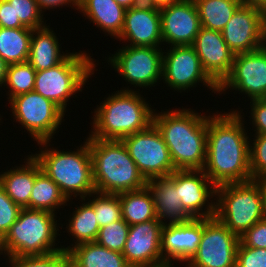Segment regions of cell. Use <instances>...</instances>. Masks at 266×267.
Returning a JSON list of instances; mask_svg holds the SVG:
<instances>
[{"instance_id":"42","label":"cell","mask_w":266,"mask_h":267,"mask_svg":"<svg viewBox=\"0 0 266 267\" xmlns=\"http://www.w3.org/2000/svg\"><path fill=\"white\" fill-rule=\"evenodd\" d=\"M0 27L4 28H24L21 22H15L13 7L7 0H0Z\"/></svg>"},{"instance_id":"18","label":"cell","mask_w":266,"mask_h":267,"mask_svg":"<svg viewBox=\"0 0 266 267\" xmlns=\"http://www.w3.org/2000/svg\"><path fill=\"white\" fill-rule=\"evenodd\" d=\"M159 10L163 42L171 47L192 45L201 29L194 0H182Z\"/></svg>"},{"instance_id":"9","label":"cell","mask_w":266,"mask_h":267,"mask_svg":"<svg viewBox=\"0 0 266 267\" xmlns=\"http://www.w3.org/2000/svg\"><path fill=\"white\" fill-rule=\"evenodd\" d=\"M9 103L14 119L26 128L37 143L51 142L65 116L59 106L35 91L13 97Z\"/></svg>"},{"instance_id":"12","label":"cell","mask_w":266,"mask_h":267,"mask_svg":"<svg viewBox=\"0 0 266 267\" xmlns=\"http://www.w3.org/2000/svg\"><path fill=\"white\" fill-rule=\"evenodd\" d=\"M239 237L216 217L203 218V233L197 252L187 267H235Z\"/></svg>"},{"instance_id":"36","label":"cell","mask_w":266,"mask_h":267,"mask_svg":"<svg viewBox=\"0 0 266 267\" xmlns=\"http://www.w3.org/2000/svg\"><path fill=\"white\" fill-rule=\"evenodd\" d=\"M12 267H71L66 252L57 251L46 255L8 257Z\"/></svg>"},{"instance_id":"1","label":"cell","mask_w":266,"mask_h":267,"mask_svg":"<svg viewBox=\"0 0 266 267\" xmlns=\"http://www.w3.org/2000/svg\"><path fill=\"white\" fill-rule=\"evenodd\" d=\"M239 111L208 116L204 173L215 185L252 180L250 141Z\"/></svg>"},{"instance_id":"33","label":"cell","mask_w":266,"mask_h":267,"mask_svg":"<svg viewBox=\"0 0 266 267\" xmlns=\"http://www.w3.org/2000/svg\"><path fill=\"white\" fill-rule=\"evenodd\" d=\"M96 195L88 203L94 208L99 227H104L114 221L122 219L121 204L118 194L100 193L95 191Z\"/></svg>"},{"instance_id":"46","label":"cell","mask_w":266,"mask_h":267,"mask_svg":"<svg viewBox=\"0 0 266 267\" xmlns=\"http://www.w3.org/2000/svg\"><path fill=\"white\" fill-rule=\"evenodd\" d=\"M9 64L0 57V86L4 85L7 77Z\"/></svg>"},{"instance_id":"15","label":"cell","mask_w":266,"mask_h":267,"mask_svg":"<svg viewBox=\"0 0 266 267\" xmlns=\"http://www.w3.org/2000/svg\"><path fill=\"white\" fill-rule=\"evenodd\" d=\"M221 33L235 55L257 50L266 44L265 11L241 5Z\"/></svg>"},{"instance_id":"37","label":"cell","mask_w":266,"mask_h":267,"mask_svg":"<svg viewBox=\"0 0 266 267\" xmlns=\"http://www.w3.org/2000/svg\"><path fill=\"white\" fill-rule=\"evenodd\" d=\"M250 143V171L252 180L266 178V134H254Z\"/></svg>"},{"instance_id":"34","label":"cell","mask_w":266,"mask_h":267,"mask_svg":"<svg viewBox=\"0 0 266 267\" xmlns=\"http://www.w3.org/2000/svg\"><path fill=\"white\" fill-rule=\"evenodd\" d=\"M129 227L123 218L107 224L99 229L96 242L112 251L122 253L127 240Z\"/></svg>"},{"instance_id":"11","label":"cell","mask_w":266,"mask_h":267,"mask_svg":"<svg viewBox=\"0 0 266 267\" xmlns=\"http://www.w3.org/2000/svg\"><path fill=\"white\" fill-rule=\"evenodd\" d=\"M118 50L108 62L129 84L143 89L162 80V48L125 45Z\"/></svg>"},{"instance_id":"31","label":"cell","mask_w":266,"mask_h":267,"mask_svg":"<svg viewBox=\"0 0 266 267\" xmlns=\"http://www.w3.org/2000/svg\"><path fill=\"white\" fill-rule=\"evenodd\" d=\"M68 223L67 232L76 238V240L73 238V241H76L75 245L71 244L70 246L96 241L100 227L94 208L88 202L82 203L75 209Z\"/></svg>"},{"instance_id":"21","label":"cell","mask_w":266,"mask_h":267,"mask_svg":"<svg viewBox=\"0 0 266 267\" xmlns=\"http://www.w3.org/2000/svg\"><path fill=\"white\" fill-rule=\"evenodd\" d=\"M130 46L159 47L161 37L160 10L152 6L139 5L126 9L124 26L117 38Z\"/></svg>"},{"instance_id":"25","label":"cell","mask_w":266,"mask_h":267,"mask_svg":"<svg viewBox=\"0 0 266 267\" xmlns=\"http://www.w3.org/2000/svg\"><path fill=\"white\" fill-rule=\"evenodd\" d=\"M49 26L32 30L28 63L36 70H46L60 64L71 53L61 54L56 33Z\"/></svg>"},{"instance_id":"28","label":"cell","mask_w":266,"mask_h":267,"mask_svg":"<svg viewBox=\"0 0 266 267\" xmlns=\"http://www.w3.org/2000/svg\"><path fill=\"white\" fill-rule=\"evenodd\" d=\"M32 29L0 27V57L9 65L28 61Z\"/></svg>"},{"instance_id":"5","label":"cell","mask_w":266,"mask_h":267,"mask_svg":"<svg viewBox=\"0 0 266 267\" xmlns=\"http://www.w3.org/2000/svg\"><path fill=\"white\" fill-rule=\"evenodd\" d=\"M37 144L45 145L41 151L32 155L40 164L42 172L56 183L61 192L68 200H71L72 195L85 201L87 195L93 196L95 184L93 179L91 152L87 139L85 143L76 149L77 151H62L47 149L49 141L39 142ZM47 145V146H46ZM47 149V150H46ZM43 150V151H42ZM71 194V195H70Z\"/></svg>"},{"instance_id":"30","label":"cell","mask_w":266,"mask_h":267,"mask_svg":"<svg viewBox=\"0 0 266 267\" xmlns=\"http://www.w3.org/2000/svg\"><path fill=\"white\" fill-rule=\"evenodd\" d=\"M68 201L59 186L42 170L36 175L29 199V209L46 210L55 214V209L62 205L67 206Z\"/></svg>"},{"instance_id":"20","label":"cell","mask_w":266,"mask_h":267,"mask_svg":"<svg viewBox=\"0 0 266 267\" xmlns=\"http://www.w3.org/2000/svg\"><path fill=\"white\" fill-rule=\"evenodd\" d=\"M192 46L204 71L219 86L230 73L235 56L222 33L201 27Z\"/></svg>"},{"instance_id":"39","label":"cell","mask_w":266,"mask_h":267,"mask_svg":"<svg viewBox=\"0 0 266 267\" xmlns=\"http://www.w3.org/2000/svg\"><path fill=\"white\" fill-rule=\"evenodd\" d=\"M235 267H266V249L238 244Z\"/></svg>"},{"instance_id":"8","label":"cell","mask_w":266,"mask_h":267,"mask_svg":"<svg viewBox=\"0 0 266 267\" xmlns=\"http://www.w3.org/2000/svg\"><path fill=\"white\" fill-rule=\"evenodd\" d=\"M80 52H72L55 67L36 71L34 91L51 100L64 112L70 97L82 92L81 88L89 76L94 74L96 67L89 54Z\"/></svg>"},{"instance_id":"40","label":"cell","mask_w":266,"mask_h":267,"mask_svg":"<svg viewBox=\"0 0 266 267\" xmlns=\"http://www.w3.org/2000/svg\"><path fill=\"white\" fill-rule=\"evenodd\" d=\"M242 246L266 249V217L239 237Z\"/></svg>"},{"instance_id":"10","label":"cell","mask_w":266,"mask_h":267,"mask_svg":"<svg viewBox=\"0 0 266 267\" xmlns=\"http://www.w3.org/2000/svg\"><path fill=\"white\" fill-rule=\"evenodd\" d=\"M121 141L146 180L167 177L176 171L169 149L153 123L142 131L125 136Z\"/></svg>"},{"instance_id":"35","label":"cell","mask_w":266,"mask_h":267,"mask_svg":"<svg viewBox=\"0 0 266 267\" xmlns=\"http://www.w3.org/2000/svg\"><path fill=\"white\" fill-rule=\"evenodd\" d=\"M13 7L15 22H21L24 27L32 30L46 26L43 20V12L36 0H7Z\"/></svg>"},{"instance_id":"16","label":"cell","mask_w":266,"mask_h":267,"mask_svg":"<svg viewBox=\"0 0 266 267\" xmlns=\"http://www.w3.org/2000/svg\"><path fill=\"white\" fill-rule=\"evenodd\" d=\"M163 226L157 218L129 227L122 254L131 267H168L161 252Z\"/></svg>"},{"instance_id":"22","label":"cell","mask_w":266,"mask_h":267,"mask_svg":"<svg viewBox=\"0 0 266 267\" xmlns=\"http://www.w3.org/2000/svg\"><path fill=\"white\" fill-rule=\"evenodd\" d=\"M146 186L152 193L155 214L162 224H165L164 221L167 219H170L169 224L187 222L191 219L183 209L178 191H176L175 171L167 177L147 180Z\"/></svg>"},{"instance_id":"38","label":"cell","mask_w":266,"mask_h":267,"mask_svg":"<svg viewBox=\"0 0 266 267\" xmlns=\"http://www.w3.org/2000/svg\"><path fill=\"white\" fill-rule=\"evenodd\" d=\"M21 207L14 203L0 185V239L8 233L11 225L17 220Z\"/></svg>"},{"instance_id":"2","label":"cell","mask_w":266,"mask_h":267,"mask_svg":"<svg viewBox=\"0 0 266 267\" xmlns=\"http://www.w3.org/2000/svg\"><path fill=\"white\" fill-rule=\"evenodd\" d=\"M176 170H203L206 163L208 116L191 109L153 115Z\"/></svg>"},{"instance_id":"50","label":"cell","mask_w":266,"mask_h":267,"mask_svg":"<svg viewBox=\"0 0 266 267\" xmlns=\"http://www.w3.org/2000/svg\"><path fill=\"white\" fill-rule=\"evenodd\" d=\"M265 39H266V11H265Z\"/></svg>"},{"instance_id":"43","label":"cell","mask_w":266,"mask_h":267,"mask_svg":"<svg viewBox=\"0 0 266 267\" xmlns=\"http://www.w3.org/2000/svg\"><path fill=\"white\" fill-rule=\"evenodd\" d=\"M36 2L39 5V8L41 9L42 12L43 10H49L50 8H56L60 6L62 7L63 5H73L74 7H78V1L77 0H36Z\"/></svg>"},{"instance_id":"4","label":"cell","mask_w":266,"mask_h":267,"mask_svg":"<svg viewBox=\"0 0 266 267\" xmlns=\"http://www.w3.org/2000/svg\"><path fill=\"white\" fill-rule=\"evenodd\" d=\"M87 142L97 192L120 194L146 187L147 180L121 140H101L89 136Z\"/></svg>"},{"instance_id":"47","label":"cell","mask_w":266,"mask_h":267,"mask_svg":"<svg viewBox=\"0 0 266 267\" xmlns=\"http://www.w3.org/2000/svg\"><path fill=\"white\" fill-rule=\"evenodd\" d=\"M120 6L125 9H130L143 4L142 0H115Z\"/></svg>"},{"instance_id":"19","label":"cell","mask_w":266,"mask_h":267,"mask_svg":"<svg viewBox=\"0 0 266 267\" xmlns=\"http://www.w3.org/2000/svg\"><path fill=\"white\" fill-rule=\"evenodd\" d=\"M203 233V218H191L187 222L165 223L161 231V252L165 264L188 262L198 250ZM173 259V261H172Z\"/></svg>"},{"instance_id":"45","label":"cell","mask_w":266,"mask_h":267,"mask_svg":"<svg viewBox=\"0 0 266 267\" xmlns=\"http://www.w3.org/2000/svg\"><path fill=\"white\" fill-rule=\"evenodd\" d=\"M241 5L257 7L263 11H266V0H240Z\"/></svg>"},{"instance_id":"41","label":"cell","mask_w":266,"mask_h":267,"mask_svg":"<svg viewBox=\"0 0 266 267\" xmlns=\"http://www.w3.org/2000/svg\"><path fill=\"white\" fill-rule=\"evenodd\" d=\"M250 104L252 116L250 119L255 127V134H266V98L253 99Z\"/></svg>"},{"instance_id":"6","label":"cell","mask_w":266,"mask_h":267,"mask_svg":"<svg viewBox=\"0 0 266 267\" xmlns=\"http://www.w3.org/2000/svg\"><path fill=\"white\" fill-rule=\"evenodd\" d=\"M55 220L52 212L21 208L17 220L2 239L5 256H36L62 251L60 247L55 248L59 232Z\"/></svg>"},{"instance_id":"32","label":"cell","mask_w":266,"mask_h":267,"mask_svg":"<svg viewBox=\"0 0 266 267\" xmlns=\"http://www.w3.org/2000/svg\"><path fill=\"white\" fill-rule=\"evenodd\" d=\"M36 70L28 63L9 65L4 86H8V101L18 95L34 91Z\"/></svg>"},{"instance_id":"27","label":"cell","mask_w":266,"mask_h":267,"mask_svg":"<svg viewBox=\"0 0 266 267\" xmlns=\"http://www.w3.org/2000/svg\"><path fill=\"white\" fill-rule=\"evenodd\" d=\"M122 218L129 226L157 219L151 191L146 186L136 191L118 194Z\"/></svg>"},{"instance_id":"48","label":"cell","mask_w":266,"mask_h":267,"mask_svg":"<svg viewBox=\"0 0 266 267\" xmlns=\"http://www.w3.org/2000/svg\"><path fill=\"white\" fill-rule=\"evenodd\" d=\"M261 183H262V192L264 196V214L266 217V178L261 179Z\"/></svg>"},{"instance_id":"49","label":"cell","mask_w":266,"mask_h":267,"mask_svg":"<svg viewBox=\"0 0 266 267\" xmlns=\"http://www.w3.org/2000/svg\"><path fill=\"white\" fill-rule=\"evenodd\" d=\"M1 253L4 254V253H3V250H2V240L0 239V254H1Z\"/></svg>"},{"instance_id":"14","label":"cell","mask_w":266,"mask_h":267,"mask_svg":"<svg viewBox=\"0 0 266 267\" xmlns=\"http://www.w3.org/2000/svg\"><path fill=\"white\" fill-rule=\"evenodd\" d=\"M229 88L243 92L250 100L266 98V44L234 56L231 71L218 86V92Z\"/></svg>"},{"instance_id":"7","label":"cell","mask_w":266,"mask_h":267,"mask_svg":"<svg viewBox=\"0 0 266 267\" xmlns=\"http://www.w3.org/2000/svg\"><path fill=\"white\" fill-rule=\"evenodd\" d=\"M215 217L240 237L265 218L261 180L216 186Z\"/></svg>"},{"instance_id":"17","label":"cell","mask_w":266,"mask_h":267,"mask_svg":"<svg viewBox=\"0 0 266 267\" xmlns=\"http://www.w3.org/2000/svg\"><path fill=\"white\" fill-rule=\"evenodd\" d=\"M175 188L183 209L191 218L215 217V201H209L216 197V186L203 170H176Z\"/></svg>"},{"instance_id":"26","label":"cell","mask_w":266,"mask_h":267,"mask_svg":"<svg viewBox=\"0 0 266 267\" xmlns=\"http://www.w3.org/2000/svg\"><path fill=\"white\" fill-rule=\"evenodd\" d=\"M87 19L109 35L118 38L124 26L126 9L115 0H79L78 7Z\"/></svg>"},{"instance_id":"23","label":"cell","mask_w":266,"mask_h":267,"mask_svg":"<svg viewBox=\"0 0 266 267\" xmlns=\"http://www.w3.org/2000/svg\"><path fill=\"white\" fill-rule=\"evenodd\" d=\"M25 165L0 173V185L9 198L21 208H29V199L36 175L41 171L40 164L32 154L27 156Z\"/></svg>"},{"instance_id":"29","label":"cell","mask_w":266,"mask_h":267,"mask_svg":"<svg viewBox=\"0 0 266 267\" xmlns=\"http://www.w3.org/2000/svg\"><path fill=\"white\" fill-rule=\"evenodd\" d=\"M201 27L222 31L241 6L240 0H194Z\"/></svg>"},{"instance_id":"13","label":"cell","mask_w":266,"mask_h":267,"mask_svg":"<svg viewBox=\"0 0 266 267\" xmlns=\"http://www.w3.org/2000/svg\"><path fill=\"white\" fill-rule=\"evenodd\" d=\"M162 79L176 91H185L203 82L212 92L218 93V85L204 71L192 45L172 46L163 52Z\"/></svg>"},{"instance_id":"3","label":"cell","mask_w":266,"mask_h":267,"mask_svg":"<svg viewBox=\"0 0 266 267\" xmlns=\"http://www.w3.org/2000/svg\"><path fill=\"white\" fill-rule=\"evenodd\" d=\"M97 107L93 115V131L89 134L91 138L121 140L153 123L154 109L139 91L131 88L109 95Z\"/></svg>"},{"instance_id":"44","label":"cell","mask_w":266,"mask_h":267,"mask_svg":"<svg viewBox=\"0 0 266 267\" xmlns=\"http://www.w3.org/2000/svg\"><path fill=\"white\" fill-rule=\"evenodd\" d=\"M144 5L152 6L154 8H164L168 5L178 3L182 0H142Z\"/></svg>"},{"instance_id":"24","label":"cell","mask_w":266,"mask_h":267,"mask_svg":"<svg viewBox=\"0 0 266 267\" xmlns=\"http://www.w3.org/2000/svg\"><path fill=\"white\" fill-rule=\"evenodd\" d=\"M71 267H131L122 253L99 245L96 241L61 247Z\"/></svg>"}]
</instances>
